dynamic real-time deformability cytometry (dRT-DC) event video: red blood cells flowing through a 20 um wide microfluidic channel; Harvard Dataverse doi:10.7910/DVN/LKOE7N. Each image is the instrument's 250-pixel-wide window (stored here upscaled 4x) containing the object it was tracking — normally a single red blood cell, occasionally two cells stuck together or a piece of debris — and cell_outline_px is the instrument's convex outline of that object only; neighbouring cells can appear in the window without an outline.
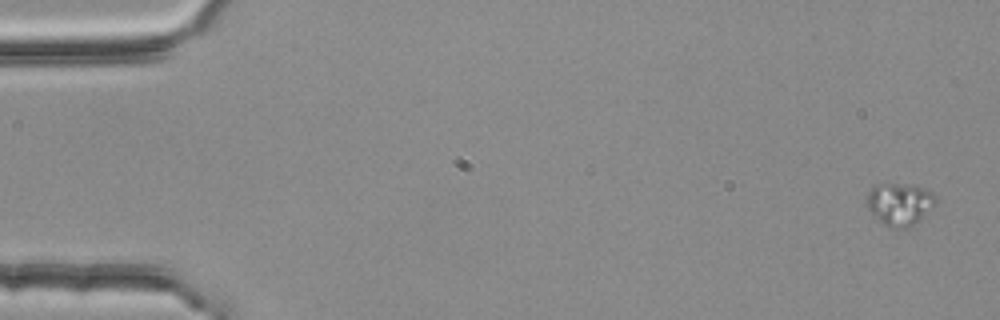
{"species": "common noctule bat (a hibernating species)", "species_latin": "Nyctalus noctula", "temperature_condition": "room temperature", "stored_images_in_passage": 5, "camera_frame_rate_fps": 3000, "um_per_image_px": 0.085, "animal": {"sex": "female", "body_mass_g": 25.1}, "frame": {"image": 1, "passage_image": 5, "time_ms": 1.333, "image_size_px": [1000, 320], "cell_outline_px": [[936, 200], [920, 220], [908, 228], [888, 228], [868, 208], [868, 192], [872, 184], [912, 184], [924, 188], [932, 192], [936, 196]], "centroid_in_image_um": [76.47, 17.32], "position_along_channel_um": 8.5, "area_um2": 16.82}}